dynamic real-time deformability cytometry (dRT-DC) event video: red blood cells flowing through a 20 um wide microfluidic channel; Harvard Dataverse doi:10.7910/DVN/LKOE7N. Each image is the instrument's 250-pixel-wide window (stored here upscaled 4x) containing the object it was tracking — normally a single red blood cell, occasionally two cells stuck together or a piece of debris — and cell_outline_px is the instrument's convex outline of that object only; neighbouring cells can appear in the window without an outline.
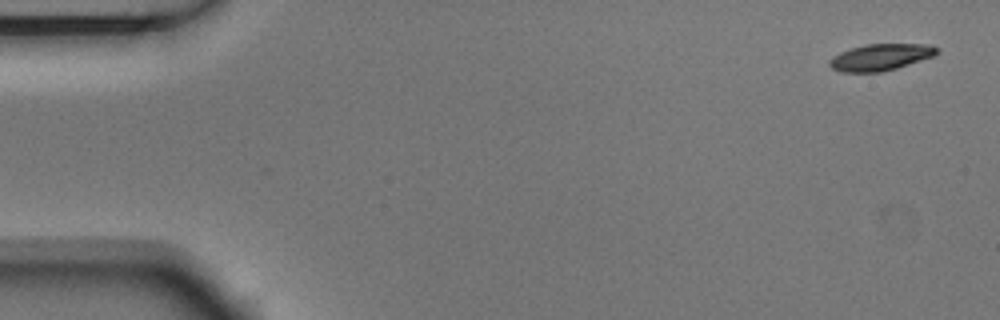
{"species": "Egyptian fruit bat (a non-hibernating species)", "species_latin": "Rousettus aegyptiacus", "temperature_condition": "room temperature", "stored_images_in_passage": 9, "segment_of_instrument_passage": [1, 2], "camera_frame_rate_fps": 3000, "um_per_image_px": 0.085, "animal": {"sex": "male"}, "frame": {"image": 1, "passage_image": 1, "time_ms": 0.0, "image_size_px": [1000, 320], "cell_outline_px": [[940, 52], [932, 56], [896, 68], [880, 72], [840, 72], [832, 68], [828, 64], [828, 60], [832, 56], [840, 52], [852, 48], [868, 44], [932, 44], [940, 48]], "centroid_in_image_um": [74.84, 4.85], "position_along_channel_um": 10.2, "area_um2": 16.65}}
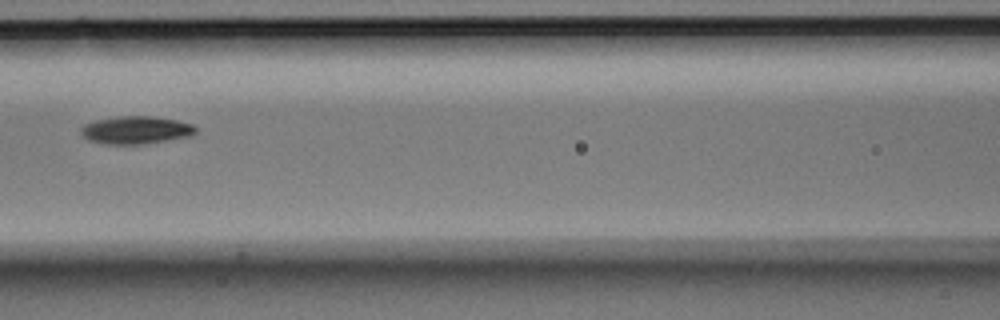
{"frame": {"image": 2, "passage_image": 7, "time_ms": 2.0, "image_size_px": [1000, 320], "cell_outline_px": [[196, 132], [192, 136], [144, 144], [108, 144], [88, 140], [80, 132], [80, 128], [84, 124], [96, 120], [120, 116], [152, 116], [176, 120], [192, 124], [196, 128]], "centroid_in_image_um": [11.56, 11.05], "position_along_channel_um": 155.0, "area_um2": 18.55}}
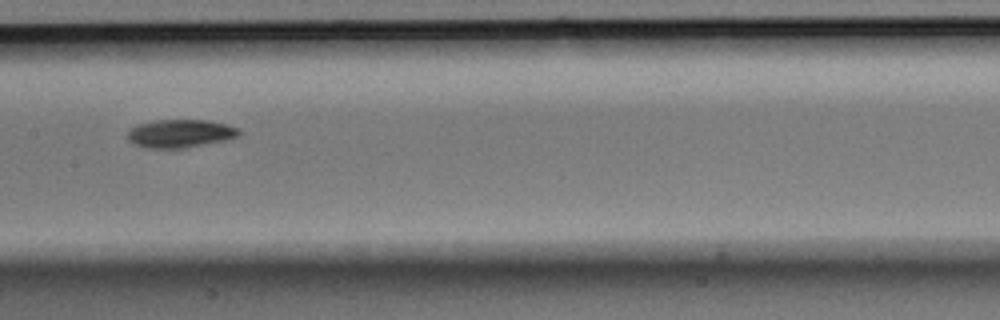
{"frame": {"image": 3, "passage_image": 8, "time_ms": 2.333, "image_size_px": [1000, 320], "cell_outline_px": [[240, 136], [224, 140], [184, 148], [148, 148], [136, 144], [128, 140], [128, 132], [136, 124], [152, 120], [204, 120], [224, 124], [236, 128], [240, 132]], "centroid_in_image_um": [15.28, 11.34], "position_along_channel_um": 192.1, "area_um2": 18.03}}